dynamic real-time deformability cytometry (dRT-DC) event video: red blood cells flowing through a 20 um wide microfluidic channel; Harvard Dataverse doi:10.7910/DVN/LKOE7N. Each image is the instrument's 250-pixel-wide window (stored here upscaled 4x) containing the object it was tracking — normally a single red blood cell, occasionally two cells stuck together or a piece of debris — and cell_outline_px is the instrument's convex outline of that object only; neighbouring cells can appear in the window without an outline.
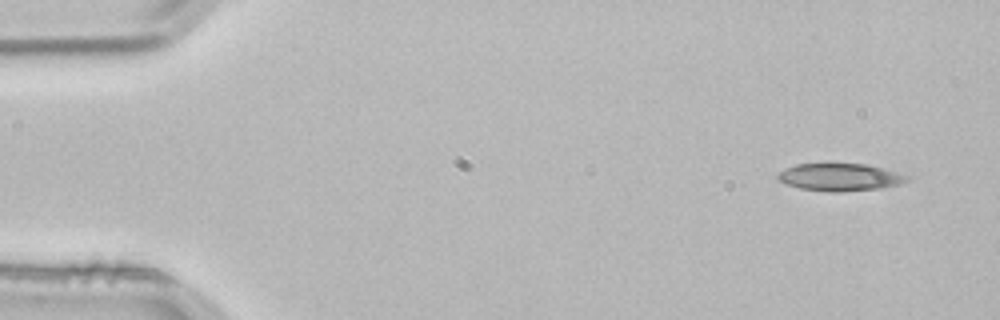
{"species": "common noctule bat (a hibernating species)", "species_latin": "Nyctalus noctula", "temperature_condition": "room temperature", "stored_images_in_passage": 3, "camera_frame_rate_fps": 3000, "um_per_image_px": 0.085, "animal": {"sex": "male", "body_mass_g": 21.5, "forearm_length_mm": 52.0}, "frame": {"image": 1, "passage_image": 1, "time_ms": 0.0, "image_size_px": [1000, 320], "cell_outline_px": [[912, 180], [900, 184], [880, 188], [840, 192], [828, 192], [800, 188], [784, 184], [776, 180], [776, 172], [784, 168], [796, 164], [864, 164], [884, 168], [908, 176]], "centroid_in_image_um": [71.34, 15.06], "position_along_channel_um": 13.7, "area_um2": 20.92}}
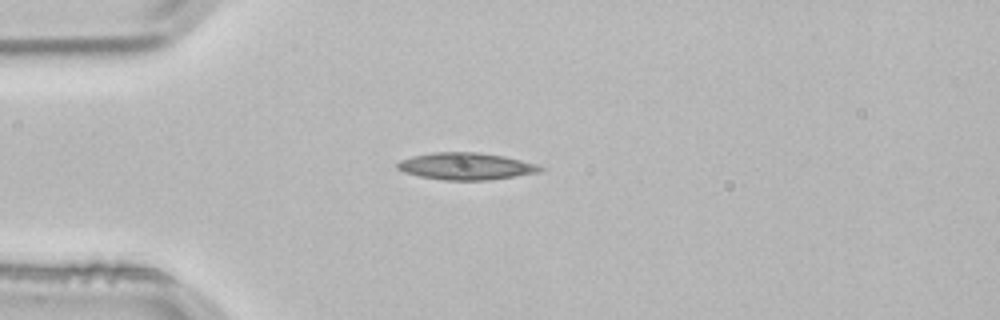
{"frame": {"image": 2, "passage_image": 3, "time_ms": 0.667, "image_size_px": [1000, 320], "cell_outline_px": [[544, 168], [540, 172], [488, 180], [444, 180], [420, 176], [404, 172], [396, 168], [396, 164], [400, 160], [412, 156], [436, 152], [476, 152], [504, 156], [536, 164]], "centroid_in_image_um": [39.58, 14.13], "position_along_channel_um": 45.4, "area_um2": 22.31}}